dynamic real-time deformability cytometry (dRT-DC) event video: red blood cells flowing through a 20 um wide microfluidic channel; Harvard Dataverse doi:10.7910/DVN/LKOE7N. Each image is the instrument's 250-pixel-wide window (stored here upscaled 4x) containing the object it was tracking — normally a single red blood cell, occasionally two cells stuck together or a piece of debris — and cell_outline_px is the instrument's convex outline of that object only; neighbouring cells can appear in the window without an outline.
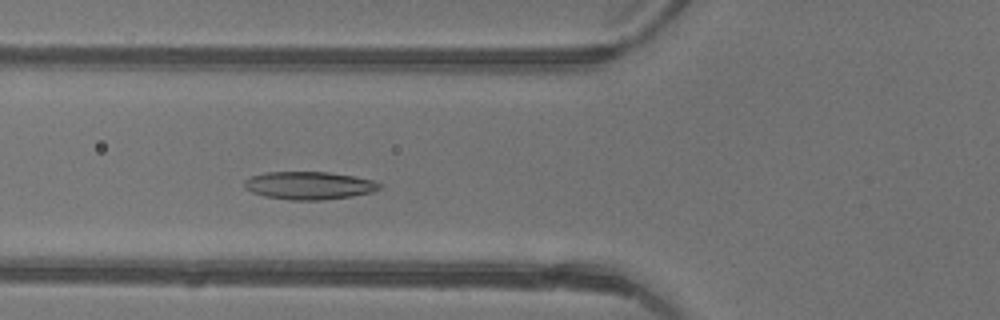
{"species": "common noctule bat (a hibernating species)", "species_latin": "Nyctalus noctula", "temperature_condition": "warm", "stored_images_in_passage": 48, "camera_frame_rate_fps": 3000, "um_per_image_px": 0.085, "animal": {"sex": "female"}, "frame": {"image": 1, "passage_image": 19, "time_ms": 6.0, "image_size_px": [1000, 320], "cell_outline_px": [[380, 188], [372, 192], [352, 196], [320, 200], [288, 200], [264, 196], [252, 192], [244, 188], [244, 180], [252, 176], [268, 172], [328, 172], [376, 180], [380, 184]], "centroid_in_image_um": [26.26, 15.77], "position_along_channel_um": 99.5, "area_um2": 21.91}}
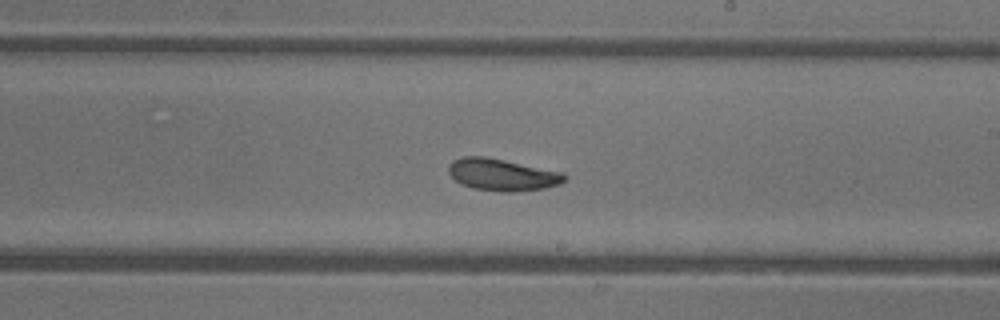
{"frame": {"image": 2, "passage_image": 29, "time_ms": 9.333, "image_size_px": [1000, 320], "cell_outline_px": [[568, 176], [560, 184], [544, 188], [516, 192], [500, 192], [472, 188], [460, 184], [448, 172], [448, 164], [452, 160], [464, 156], [484, 156], [564, 172]], "centroid_in_image_um": [42.68, 14.85], "position_along_channel_um": 246.3, "area_um2": 21.79}}
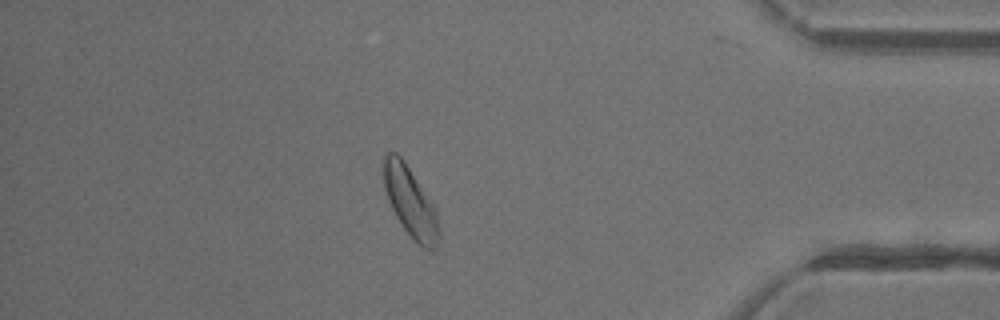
{"frame": {"image": 3, "passage_image": 42, "time_ms": 13.667, "image_size_px": [1000, 320], "cell_outline_px": [[440, 240], [436, 248], [424, 248], [412, 240], [396, 216], [388, 200], [384, 188], [384, 156], [388, 152], [396, 152], [404, 160], [436, 208], [440, 232]], "centroid_in_image_um": [34.9, 17.2], "position_along_channel_um": 400.3, "area_um2": 22.54}, "authors_computed_cell_mechanics": {"area_um2": 21.9351, "velocity_mm_per_s": 4.3934, "shape_relaxation_time_tau1_ms": 10.2358, "shape_relaxation_time_tau2_ms": null, "deformation_change_tau1": 0.1859, "deformation_change_tau2": null}}